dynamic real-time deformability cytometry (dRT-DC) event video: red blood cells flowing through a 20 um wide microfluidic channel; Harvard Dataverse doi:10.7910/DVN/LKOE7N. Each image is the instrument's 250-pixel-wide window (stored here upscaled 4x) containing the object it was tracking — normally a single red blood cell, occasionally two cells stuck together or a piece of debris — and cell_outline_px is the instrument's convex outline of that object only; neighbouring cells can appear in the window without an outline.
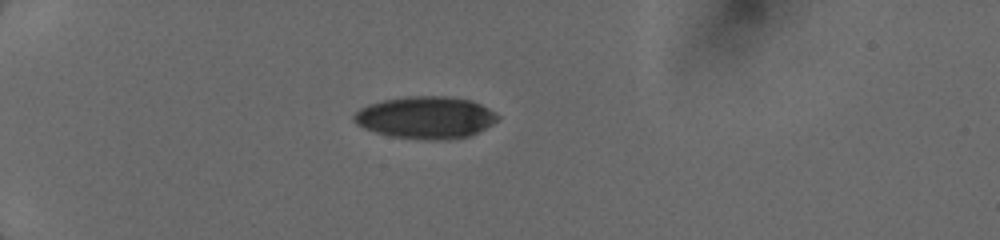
{"species": "human", "species_latin": "Homo sapiens", "temperature_condition": "cold", "stored_images_in_passage": 11, "camera_frame_rate_fps": 3000, "um_per_image_px": 0.085, "donor": {"sex": "female"}, "frame": {"image": 1, "passage_image": 1, "time_ms": 0.0, "image_size_px": [1000, 240], "cell_outline_px": [[500, 120], [468, 136], [448, 140], [428, 140], [392, 136], [376, 132], [364, 128], [356, 124], [352, 120], [352, 116], [360, 108], [368, 104], [384, 100], [408, 96], [444, 96], [472, 100], [488, 108], [500, 116]], "centroid_in_image_um": [36.18, 9.99], "position_along_channel_um": 48.8, "area_um2": 35.32}}
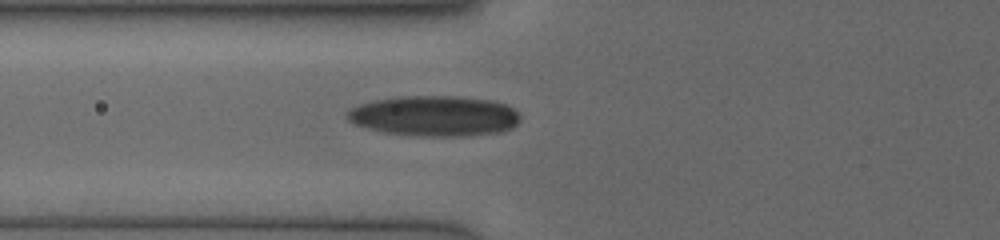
{"frame": {"image": 2, "passage_image": 7, "time_ms": 2.0, "image_size_px": [1000, 240], "cell_outline_px": [[520, 120], [512, 128], [500, 132], [464, 136], [420, 136], [388, 132], [368, 128], [356, 124], [348, 120], [348, 112], [352, 108], [360, 104], [376, 100], [404, 96], [452, 96], [492, 100], [504, 104], [512, 108], [520, 116]], "centroid_in_image_um": [36.97, 9.85], "position_along_channel_um": 88.8, "area_um2": 40.29}}
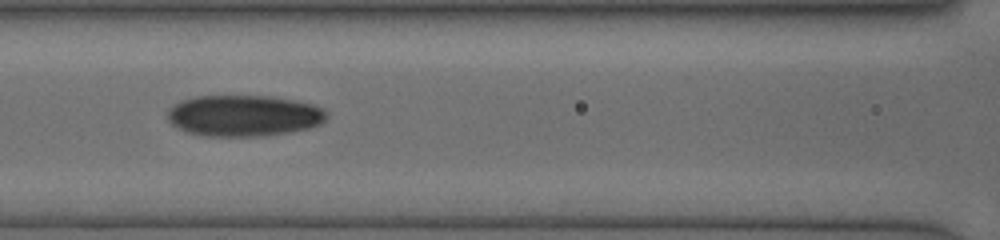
{"frame": {"image": 3, "passage_image": 10, "time_ms": 3.333, "image_size_px": [1000, 240], "cell_outline_px": [[328, 116], [320, 124], [308, 128], [292, 132], [268, 136], [208, 136], [188, 132], [172, 124], [168, 120], [168, 108], [180, 100], [196, 96], [268, 96], [296, 100], [312, 104], [328, 112]], "centroid_in_image_um": [20.73, 9.83], "position_along_channel_um": 145.9, "area_um2": 38.38}}